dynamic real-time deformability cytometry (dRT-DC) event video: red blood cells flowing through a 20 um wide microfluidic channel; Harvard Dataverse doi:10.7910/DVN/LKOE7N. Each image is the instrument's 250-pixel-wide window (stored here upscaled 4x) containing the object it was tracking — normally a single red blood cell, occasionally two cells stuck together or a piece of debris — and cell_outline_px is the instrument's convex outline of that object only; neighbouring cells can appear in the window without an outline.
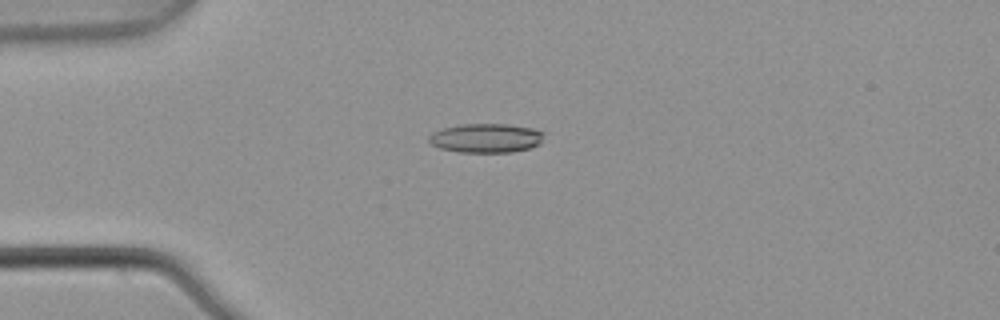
{"species": "common noctule bat (a hibernating species)", "species_latin": "Nyctalus noctula", "temperature_condition": "warm", "stored_images_in_passage": 5, "camera_frame_rate_fps": 3000, "um_per_image_px": 0.085, "animal": {"sex": "male", "body_mass_g": 21.5, "forearm_length_mm": 52.0}, "frame": {"image": 1, "passage_image": 4, "time_ms": 1.0, "image_size_px": [1000, 320], "cell_outline_px": [[544, 132], [540, 144], [532, 148], [512, 152], [460, 152], [440, 148], [432, 144], [428, 140], [428, 136], [432, 132], [444, 128], [460, 124], [508, 124], [532, 128]], "centroid_in_image_um": [41.32, 11.73], "position_along_channel_um": 43.7, "area_um2": 19.59}}